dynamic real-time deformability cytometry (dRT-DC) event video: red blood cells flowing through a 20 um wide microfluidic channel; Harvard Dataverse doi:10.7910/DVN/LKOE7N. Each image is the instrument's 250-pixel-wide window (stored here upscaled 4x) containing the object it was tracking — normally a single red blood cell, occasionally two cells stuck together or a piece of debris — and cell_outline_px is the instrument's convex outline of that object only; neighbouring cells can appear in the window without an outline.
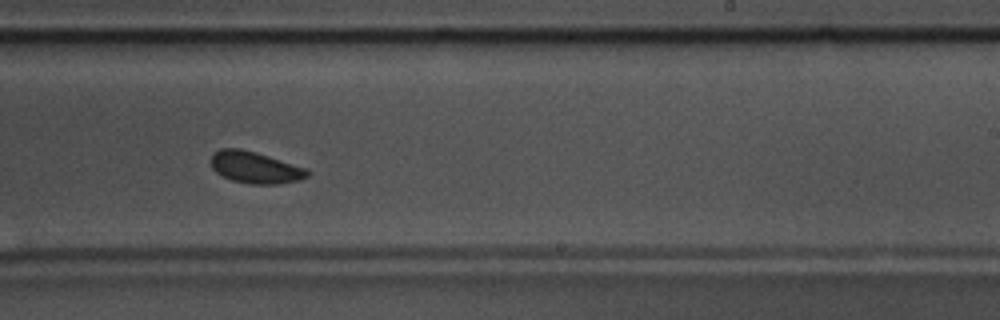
{"species": "common noctule bat (a hibernating species)", "species_latin": "Nyctalus noctula", "temperature_condition": "warm", "stored_images_in_passage": 54, "camera_frame_rate_fps": 3000, "um_per_image_px": 0.085, "animal": {"sex": "male", "body_mass_g": 17.5, "forearm_length_mm": 52.3}, "frame": {"image": 1, "passage_image": 31, "time_ms": 10.0, "image_size_px": [1000, 320], "cell_outline_px": [[312, 172], [308, 176], [300, 180], [280, 184], [248, 184], [232, 180], [216, 172], [212, 168], [212, 152], [220, 148], [240, 148], [256, 152], [308, 168]], "centroid_in_image_um": [21.73, 14.23], "position_along_channel_um": 267.3, "area_um2": 18.03}, "authors_computed_cell_mechanics": {"area_um2": 17.629, "velocity_mm_per_s": 3.5622, "shape_relaxation_time_tau1_ms": null, "shape_relaxation_time_tau2_ms": 2.897, "deformation_change_tau1": null, "deformation_change_tau2": 0.0528}}